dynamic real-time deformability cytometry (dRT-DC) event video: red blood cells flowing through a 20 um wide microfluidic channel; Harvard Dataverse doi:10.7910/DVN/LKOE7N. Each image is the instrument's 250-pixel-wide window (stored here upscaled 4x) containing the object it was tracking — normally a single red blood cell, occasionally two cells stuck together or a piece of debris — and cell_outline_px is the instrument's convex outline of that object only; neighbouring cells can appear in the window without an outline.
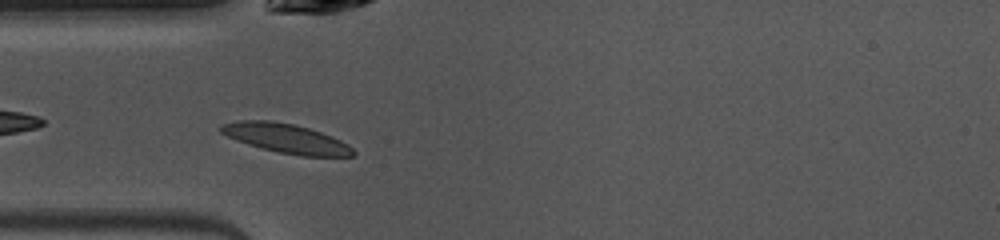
{"species": "common noctule bat (a hibernating species)", "species_latin": "Nyctalus noctula", "temperature_condition": "warm", "stored_images_in_passage": 12, "camera_frame_rate_fps": 3000, "um_per_image_px": 0.085, "animal": {"sex": "female", "body_mass_g": 10.0, "forearm_length_mm": 53.1}, "frame": {"image": 1, "passage_image": 6, "time_ms": 1.667, "image_size_px": [1000, 240], "cell_outline_px": [[356, 156], [300, 156], [280, 152], [248, 144], [236, 140], [220, 132], [220, 124], [236, 120], [268, 120], [296, 124], [332, 136], [348, 144], [356, 152]], "centroid_in_image_um": [24.32, 11.75], "position_along_channel_um": 60.7, "area_um2": 22.54}}